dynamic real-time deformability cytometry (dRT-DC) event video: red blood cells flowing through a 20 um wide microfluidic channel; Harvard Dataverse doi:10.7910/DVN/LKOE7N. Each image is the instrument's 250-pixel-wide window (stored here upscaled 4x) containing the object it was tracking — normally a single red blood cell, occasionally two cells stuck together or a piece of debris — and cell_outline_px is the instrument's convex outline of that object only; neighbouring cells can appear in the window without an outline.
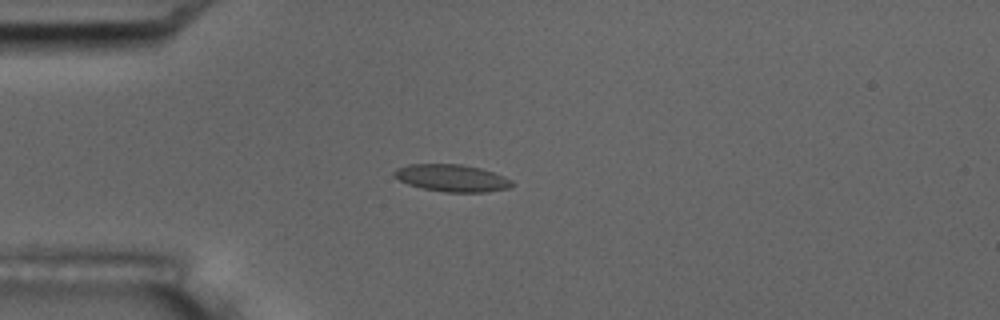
{"species": "common noctule bat (a hibernating species)", "species_latin": "Nyctalus noctula", "temperature_condition": "room temperature", "stored_images_in_passage": 7, "camera_frame_rate_fps": 3000, "um_per_image_px": 0.085, "animal": {"sex": "male", "body_mass_g": 17.5, "forearm_length_mm": 52.3}, "frame": {"image": 1, "passage_image": 5, "time_ms": 4.667, "image_size_px": [1000, 320], "cell_outline_px": [[512, 184], [508, 188], [488, 192], [444, 192], [424, 188], [408, 184], [392, 176], [392, 172], [396, 168], [408, 164], [460, 164], [480, 168], [504, 176], [512, 180]], "centroid_in_image_um": [38.37, 15.13], "position_along_channel_um": 46.6, "area_um2": 18.61}}